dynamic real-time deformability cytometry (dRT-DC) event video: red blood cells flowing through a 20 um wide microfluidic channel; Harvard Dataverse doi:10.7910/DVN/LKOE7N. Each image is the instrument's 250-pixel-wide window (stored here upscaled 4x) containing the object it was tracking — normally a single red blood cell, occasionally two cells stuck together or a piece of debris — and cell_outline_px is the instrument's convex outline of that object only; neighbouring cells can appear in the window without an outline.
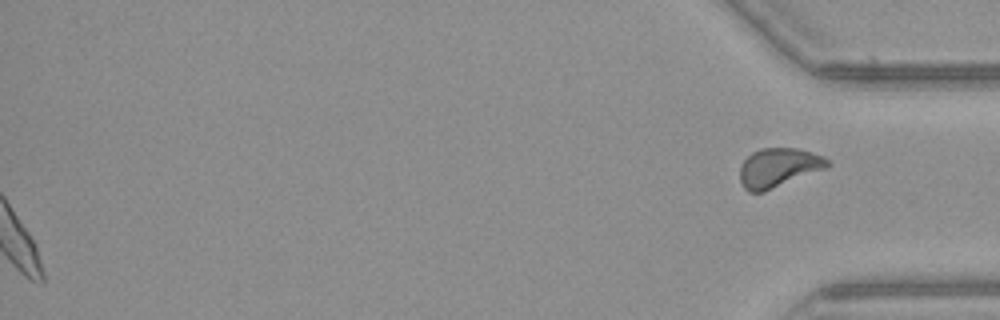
{"species": "common noctule bat (a hibernating species)", "species_latin": "Nyctalus noctula", "temperature_condition": "warm", "stored_images_in_passage": 45, "segment_of_instrument_passage": [2, 2], "camera_frame_rate_fps": 3000, "um_per_image_px": 0.085, "animal": {"sex": "female", "body_mass_g": 21.9}, "frame": {"image": 1, "passage_image": 45, "time_ms": 14.667, "image_size_px": [1000, 320], "cell_outline_px": [[832, 164], [828, 168], [764, 192], [748, 192], [744, 188], [740, 180], [740, 168], [744, 160], [752, 152], [760, 148], [800, 148], [824, 156]], "centroid_in_image_um": [66.21, 14.25], "position_along_channel_um": 369.0, "area_um2": 20.23}}